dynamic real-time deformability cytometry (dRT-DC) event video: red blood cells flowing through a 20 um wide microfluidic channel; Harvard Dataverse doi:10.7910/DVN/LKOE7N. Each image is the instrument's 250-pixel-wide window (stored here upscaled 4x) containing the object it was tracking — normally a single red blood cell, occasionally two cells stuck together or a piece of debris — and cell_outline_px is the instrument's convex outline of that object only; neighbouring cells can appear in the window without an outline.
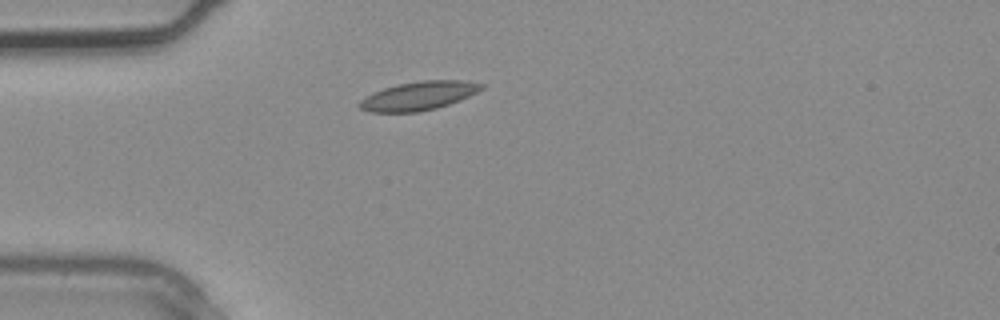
{"species": "common noctule bat (a hibernating species)", "species_latin": "Nyctalus noctula", "temperature_condition": "warm", "stored_images_in_passage": 2, "camera_frame_rate_fps": 3000, "um_per_image_px": 0.085, "animal": {"sex": "male", "body_mass_g": 20.4}, "frame": {"image": 1, "passage_image": 1, "time_ms": 0.0, "image_size_px": [1000, 320], "cell_outline_px": [[484, 88], [460, 100], [436, 108], [420, 112], [368, 112], [360, 108], [356, 104], [364, 96], [372, 92], [396, 84], [420, 80], [464, 80], [484, 84]], "centroid_in_image_um": [35.54, 8.14], "position_along_channel_um": 49.5, "area_um2": 20.58}}